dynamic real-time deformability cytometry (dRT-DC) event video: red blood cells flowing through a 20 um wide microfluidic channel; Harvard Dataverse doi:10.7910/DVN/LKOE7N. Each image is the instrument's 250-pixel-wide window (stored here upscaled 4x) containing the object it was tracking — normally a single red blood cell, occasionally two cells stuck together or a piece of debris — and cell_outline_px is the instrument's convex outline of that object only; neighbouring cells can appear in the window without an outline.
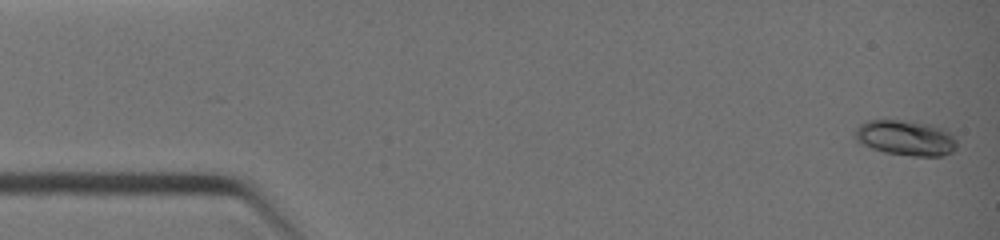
{"species": "common noctule bat (a hibernating species)", "species_latin": "Nyctalus noctula", "temperature_condition": "warm", "stored_images_in_passage": 6, "camera_frame_rate_fps": 3000, "um_per_image_px": 0.085, "animal": {"sex": "female", "body_mass_g": 19.0, "forearm_length_mm": 51.5}, "frame": {"image": 1, "passage_image": 1, "time_ms": 0.0, "image_size_px": [1000, 240], "cell_outline_px": [[956, 148], [952, 152], [940, 156], [912, 156], [884, 152], [872, 148], [856, 140], [852, 136], [856, 128], [860, 124], [868, 120], [900, 120], [928, 124], [948, 128], [956, 140]], "centroid_in_image_um": [77.0, 11.71], "position_along_channel_um": 8.0, "area_um2": 21.15}}
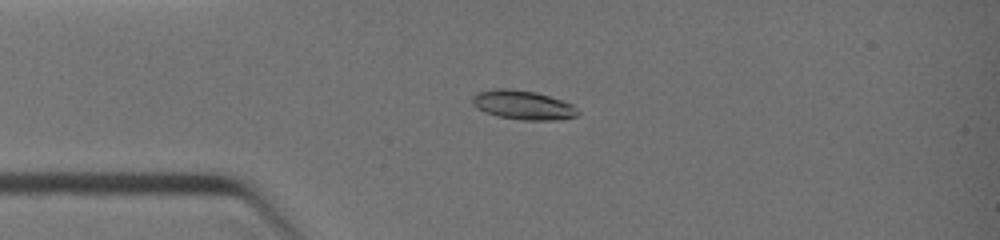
{"frame": {"image": 2, "passage_image": 5, "time_ms": 2.667, "image_size_px": [1000, 240], "cell_outline_px": [[580, 112], [576, 116], [556, 120], [520, 120], [496, 116], [484, 112], [476, 108], [472, 104], [472, 96], [476, 92], [492, 88], [508, 88], [536, 92], [572, 104]], "centroid_in_image_um": [44.39, 8.92], "position_along_channel_um": 40.6, "area_um2": 18.09}}